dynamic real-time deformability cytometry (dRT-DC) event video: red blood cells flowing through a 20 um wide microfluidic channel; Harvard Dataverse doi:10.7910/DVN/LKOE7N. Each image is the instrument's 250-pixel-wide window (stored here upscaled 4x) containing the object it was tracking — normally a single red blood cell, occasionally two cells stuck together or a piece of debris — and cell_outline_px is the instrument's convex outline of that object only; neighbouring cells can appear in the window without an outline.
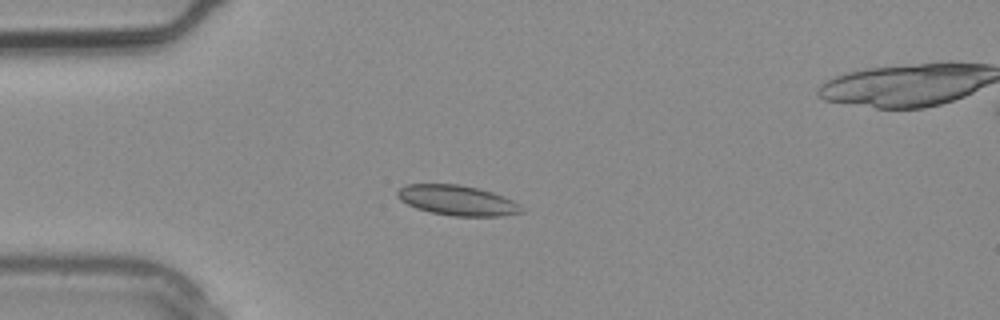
{"species": "common noctule bat (a hibernating species)", "species_latin": "Nyctalus noctula", "temperature_condition": "warm", "stored_images_in_passage": 2, "camera_frame_rate_fps": 3000, "um_per_image_px": 0.085, "animal": {"sex": "male", "body_mass_g": 20.4}, "frame": {"image": 1, "passage_image": 1, "time_ms": 0.0, "image_size_px": [1000, 320], "cell_outline_px": [[524, 212], [500, 216], [452, 216], [432, 212], [416, 208], [400, 200], [396, 196], [396, 192], [404, 184], [460, 184], [480, 188], [492, 192], [512, 200], [520, 204]], "centroid_in_image_um": [38.86, 17.02], "position_along_channel_um": 46.1, "area_um2": 21.85}}